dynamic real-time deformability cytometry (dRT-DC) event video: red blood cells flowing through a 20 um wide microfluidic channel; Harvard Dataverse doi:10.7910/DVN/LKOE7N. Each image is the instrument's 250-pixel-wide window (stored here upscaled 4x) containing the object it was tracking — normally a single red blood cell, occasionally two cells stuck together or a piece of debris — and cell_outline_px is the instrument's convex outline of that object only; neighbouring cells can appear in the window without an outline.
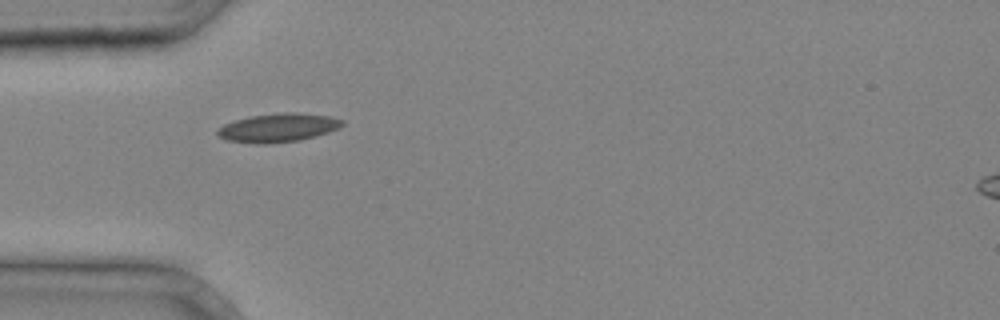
{"species": "common noctule bat (a hibernating species)", "species_latin": "Nyctalus noctula", "temperature_condition": "cold", "stored_images_in_passage": 2, "camera_frame_rate_fps": 3000, "um_per_image_px": 0.085, "animal": {"sex": "male", "body_mass_g": 20.4}, "frame": {"image": 1, "passage_image": 2, "time_ms": 0.333, "image_size_px": [1000, 320], "cell_outline_px": [[344, 124], [340, 128], [316, 136], [300, 140], [264, 144], [256, 144], [228, 140], [220, 136], [216, 132], [224, 124], [236, 120], [252, 116], [284, 112], [292, 112], [328, 116], [344, 120]], "centroid_in_image_um": [23.68, 10.86], "position_along_channel_um": 61.3, "area_um2": 20.58}}